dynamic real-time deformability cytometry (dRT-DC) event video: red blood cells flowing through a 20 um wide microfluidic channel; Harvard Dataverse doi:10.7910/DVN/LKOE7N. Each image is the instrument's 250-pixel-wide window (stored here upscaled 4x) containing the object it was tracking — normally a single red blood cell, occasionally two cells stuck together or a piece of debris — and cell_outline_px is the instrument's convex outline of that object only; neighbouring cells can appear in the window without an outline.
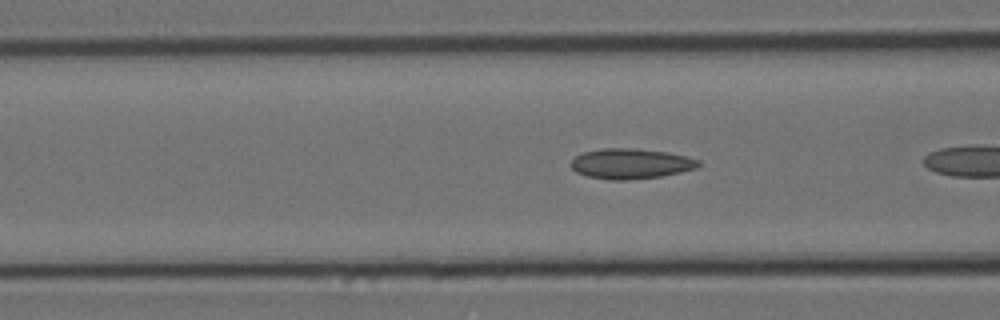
{"species": "Egyptian fruit bat (a non-hibernating species)", "species_latin": "Rousettus aegyptiacus", "temperature_condition": "cold", "stored_images_in_passage": 27, "camera_frame_rate_fps": 3000, "um_per_image_px": 0.085, "animal": {"sex": "female"}, "frame": {"image": 1, "passage_image": 5, "time_ms": 1.333, "image_size_px": [1000, 320], "cell_outline_px": [[700, 164], [696, 168], [680, 172], [660, 176], [628, 180], [608, 180], [588, 176], [576, 172], [572, 168], [572, 160], [576, 156], [584, 152], [604, 148], [636, 148], [668, 152], [700, 160]], "centroid_in_image_um": [53.62, 13.91], "position_along_channel_um": 113.0, "area_um2": 22.37}}
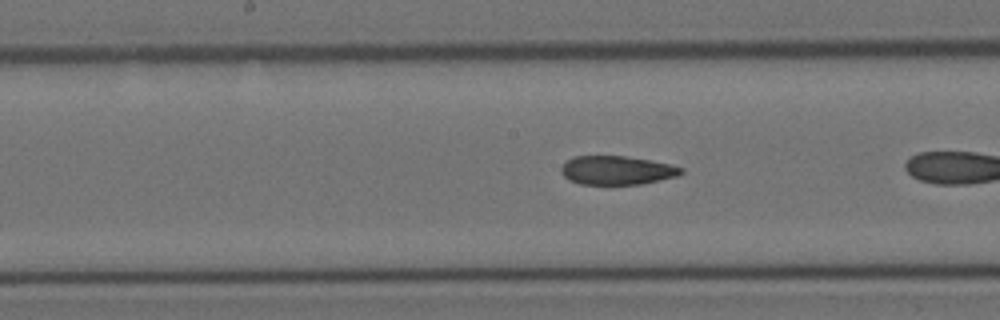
{"frame": {"image": 2, "passage_image": 12, "time_ms": 3.667, "image_size_px": [1000, 320], "cell_outline_px": [[684, 172], [676, 176], [660, 180], [640, 184], [580, 184], [568, 180], [560, 172], [560, 168], [572, 156], [624, 156], [648, 160], [668, 164], [684, 168]], "centroid_in_image_um": [52.4, 14.48], "position_along_channel_um": 195.8, "area_um2": 20.0}}